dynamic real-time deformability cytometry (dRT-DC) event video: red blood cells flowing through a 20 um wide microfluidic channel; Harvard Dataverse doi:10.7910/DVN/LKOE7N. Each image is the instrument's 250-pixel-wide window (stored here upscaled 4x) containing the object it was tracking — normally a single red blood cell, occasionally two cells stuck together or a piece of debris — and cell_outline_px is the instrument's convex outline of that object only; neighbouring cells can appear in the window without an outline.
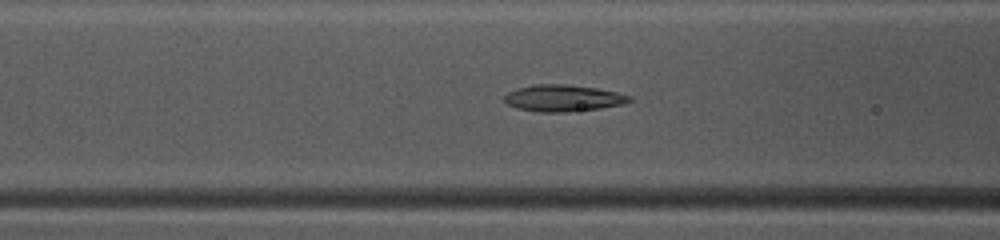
{"species": "common noctule bat (a hibernating species)", "species_latin": "Nyctalus noctula", "temperature_condition": "warm", "stored_images_in_passage": 44, "camera_frame_rate_fps": 3000, "um_per_image_px": 0.085, "animal": {"sex": "female", "body_mass_g": 10.0, "forearm_length_mm": 53.1}, "frame": {"image": 1, "passage_image": 15, "time_ms": 4.667, "image_size_px": [1000, 240], "cell_outline_px": [[632, 100], [620, 104], [600, 108], [564, 112], [540, 112], [516, 108], [508, 104], [504, 100], [504, 96], [508, 92], [516, 88], [536, 84], [564, 84], [596, 88], [616, 92], [632, 96]], "centroid_in_image_um": [47.83, 8.33], "position_along_channel_um": 118.8, "area_um2": 19.25}}
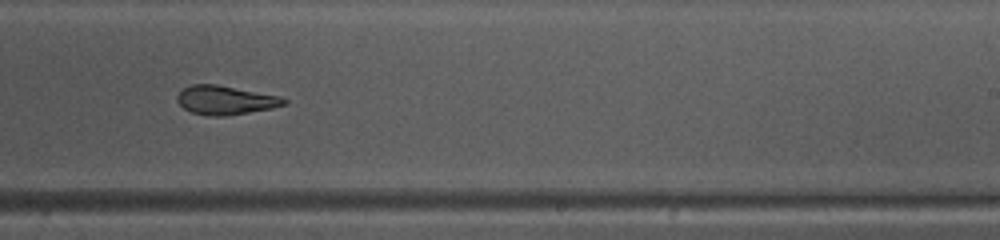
{"frame": {"image": 2, "passage_image": 26, "time_ms": 8.333, "image_size_px": [1000, 240], "cell_outline_px": [[288, 100], [284, 104], [272, 108], [224, 116], [208, 116], [192, 112], [184, 108], [176, 100], [176, 96], [184, 88], [192, 84], [216, 84], [280, 96]], "centroid_in_image_um": [19.14, 8.51], "position_along_channel_um": 269.9, "area_um2": 17.8}}
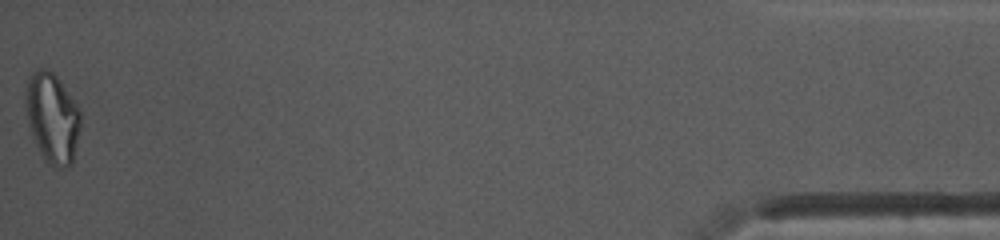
{"frame": {"image": 3, "passage_image": 44, "time_ms": 14.333, "image_size_px": [1000, 240], "cell_outline_px": [[80, 128], [72, 164], [68, 168], [60, 168], [44, 160], [32, 136], [28, 124], [24, 100], [24, 96], [28, 76], [32, 72], [40, 68], [48, 68], [56, 76], [80, 108]], "centroid_in_image_um": [4.43, 10.0], "position_along_channel_um": 430.8, "area_um2": 29.02}, "authors_computed_cell_mechanics": {"area_um2": 19.363, "velocity_mm_per_s": 4.1207, "shape_relaxation_time_tau1_ms": 6.0748, "shape_relaxation_time_tau2_ms": 3.5059, "deformation_change_tau1": 0.1774, "deformation_change_tau2": 0.0813}}